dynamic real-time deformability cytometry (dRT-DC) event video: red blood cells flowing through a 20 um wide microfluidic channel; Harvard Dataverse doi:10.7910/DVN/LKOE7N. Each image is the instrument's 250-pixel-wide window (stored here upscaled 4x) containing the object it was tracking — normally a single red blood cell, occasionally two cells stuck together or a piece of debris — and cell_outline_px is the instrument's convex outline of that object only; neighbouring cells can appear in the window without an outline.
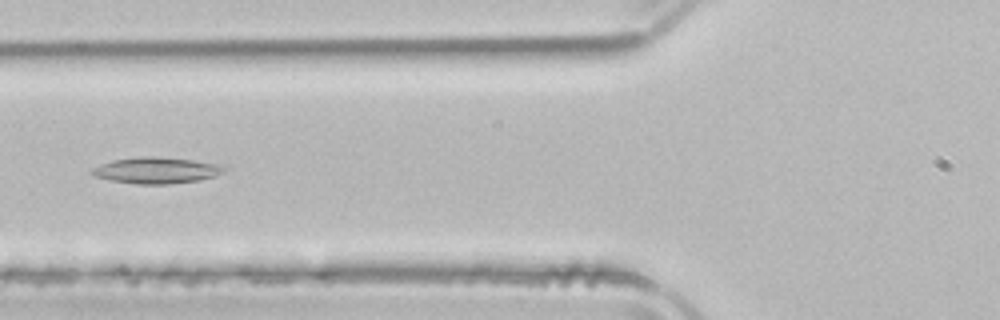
{"species": "common noctule bat (a hibernating species)", "species_latin": "Nyctalus noctula", "temperature_condition": "room temperature", "stored_images_in_passage": 52, "segment_of_instrument_passage": [1, 2], "camera_frame_rate_fps": 3000, "um_per_image_px": 0.085, "animal": {"sex": "male", "body_mass_g": 21.5, "forearm_length_mm": 52.0}, "frame": {"image": 1, "passage_image": 20, "time_ms": 6.333, "image_size_px": [1000, 320], "cell_outline_px": [[224, 172], [216, 176], [200, 180], [168, 184], [136, 184], [112, 180], [96, 176], [92, 172], [92, 168], [100, 164], [112, 160], [140, 156], [152, 156], [192, 160], [216, 164], [224, 168]], "centroid_in_image_um": [13.28, 14.48], "position_along_channel_um": 112.5, "area_um2": 19.94}}
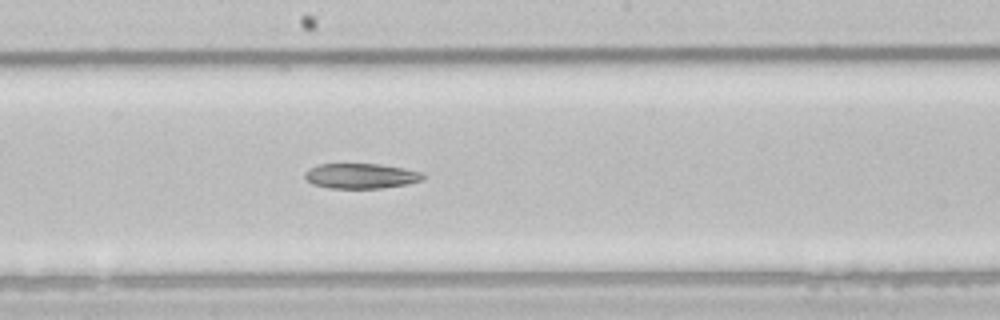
{"frame": {"image": 2, "passage_image": 28, "time_ms": 9.0, "image_size_px": [1000, 320], "cell_outline_px": [[424, 180], [408, 184], [380, 188], [328, 188], [312, 184], [304, 176], [304, 172], [308, 168], [320, 164], [380, 164], [424, 172]], "centroid_in_image_um": [30.68, 14.95], "position_along_channel_um": 217.5, "area_um2": 17.4}}
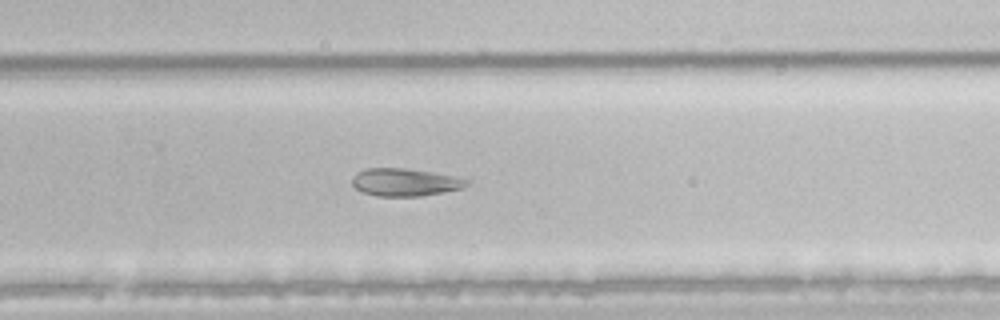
{"frame": {"image": 3, "passage_image": 34, "time_ms": 11.0, "image_size_px": [1000, 320], "cell_outline_px": [[468, 184], [464, 188], [444, 192], [420, 196], [376, 196], [364, 192], [356, 188], [352, 184], [352, 176], [356, 172], [368, 168], [404, 168], [432, 172], [452, 176], [468, 180]], "centroid_in_image_um": [34.4, 15.49], "position_along_channel_um": 295.4, "area_um2": 18.38}}